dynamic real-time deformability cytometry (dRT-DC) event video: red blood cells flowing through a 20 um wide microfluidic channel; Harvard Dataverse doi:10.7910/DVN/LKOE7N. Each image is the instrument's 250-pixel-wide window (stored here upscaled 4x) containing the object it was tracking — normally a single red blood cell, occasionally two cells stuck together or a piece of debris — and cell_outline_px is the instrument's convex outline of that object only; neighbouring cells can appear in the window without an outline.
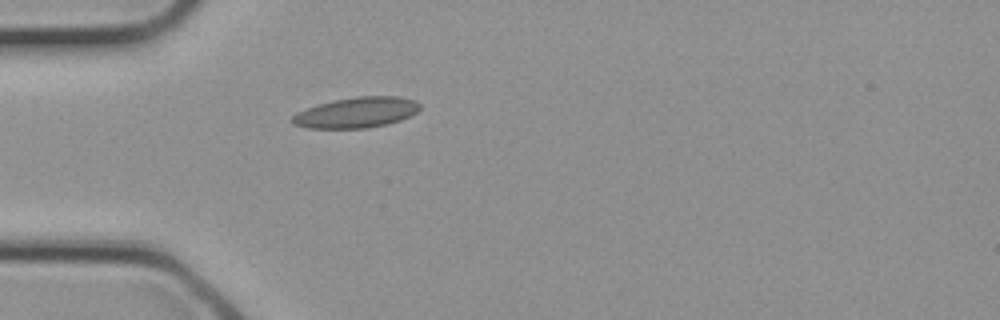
{"species": "common noctule bat (a hibernating species)", "species_latin": "Nyctalus noctula", "temperature_condition": "cold", "stored_images_in_passage": 23, "camera_frame_rate_fps": 3000, "um_per_image_px": 0.085, "animal": {"sex": "female", "body_mass_g": 21.9}, "frame": {"image": 1, "passage_image": 1, "time_ms": 0.0, "image_size_px": [1000, 320], "cell_outline_px": [[420, 108], [416, 112], [400, 120], [388, 124], [368, 128], [308, 128], [292, 124], [288, 120], [296, 112], [320, 104], [336, 100], [356, 96], [400, 96], [416, 100], [420, 104]], "centroid_in_image_um": [30.29, 9.57], "position_along_channel_um": 54.7, "area_um2": 22.77}}
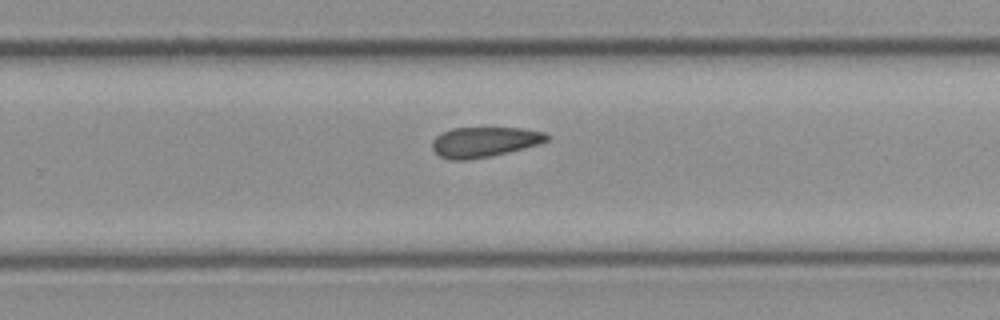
{"frame": {"image": 2, "passage_image": 12, "time_ms": 3.667, "image_size_px": [1000, 320], "cell_outline_px": [[552, 136], [548, 140], [540, 144], [492, 156], [468, 160], [448, 160], [440, 156], [432, 148], [432, 140], [436, 136], [452, 128], [520, 128], [544, 132]], "centroid_in_image_um": [41.19, 12.07], "position_along_channel_um": 288.6, "area_um2": 20.23}}
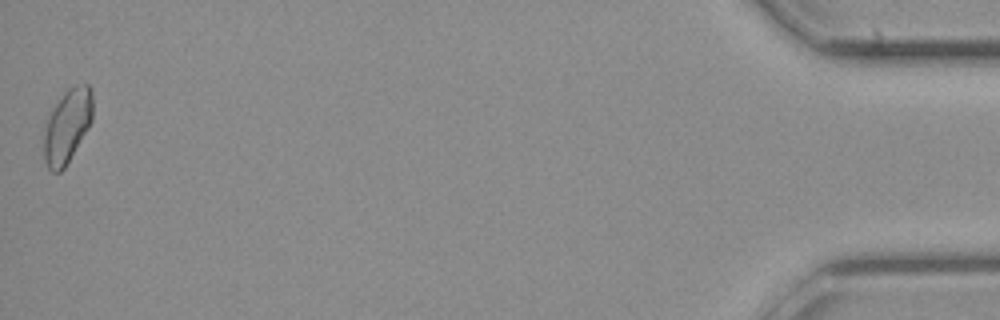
{"frame": {"image": 3, "passage_image": 23, "time_ms": 7.333, "image_size_px": [1000, 320], "cell_outline_px": [[92, 120], [88, 128], [64, 168], [60, 172], [52, 172], [48, 168], [44, 160], [44, 136], [48, 120], [56, 104], [64, 92], [68, 88], [76, 84], [88, 84], [92, 88]], "centroid_in_image_um": [5.74, 10.7], "position_along_channel_um": 429.5, "area_um2": 20.58}}